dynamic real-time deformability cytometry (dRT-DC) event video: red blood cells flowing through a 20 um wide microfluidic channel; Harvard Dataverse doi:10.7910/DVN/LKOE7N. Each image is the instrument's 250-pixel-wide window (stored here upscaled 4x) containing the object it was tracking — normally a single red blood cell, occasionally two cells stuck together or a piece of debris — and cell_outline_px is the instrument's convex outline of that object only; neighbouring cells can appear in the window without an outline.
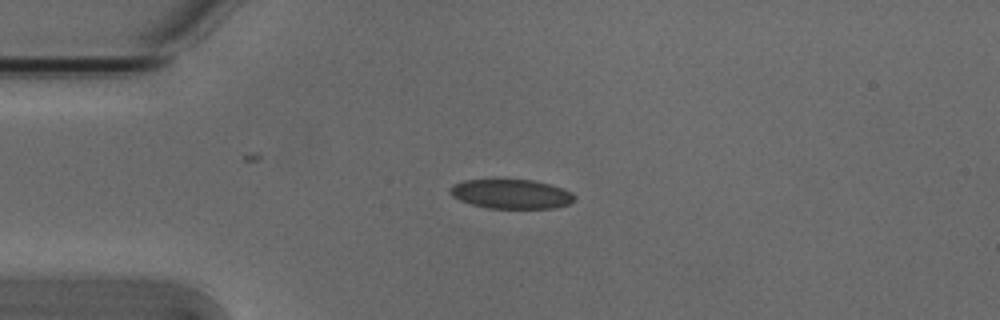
{"species": "Egyptian fruit bat (a non-hibernating species)", "species_latin": "Rousettus aegyptiacus", "temperature_condition": "cold", "stored_images_in_passage": 6, "camera_frame_rate_fps": 3000, "um_per_image_px": 0.085, "animal": {"sex": "male"}, "frame": {"image": 1, "passage_image": 2, "time_ms": 0.333, "image_size_px": [1000, 320], "cell_outline_px": [[576, 196], [568, 204], [556, 208], [488, 208], [472, 204], [460, 200], [452, 196], [448, 192], [452, 184], [464, 180], [532, 180], [564, 188], [572, 192]], "centroid_in_image_um": [43.44, 16.49], "position_along_channel_um": 41.6, "area_um2": 21.21}}
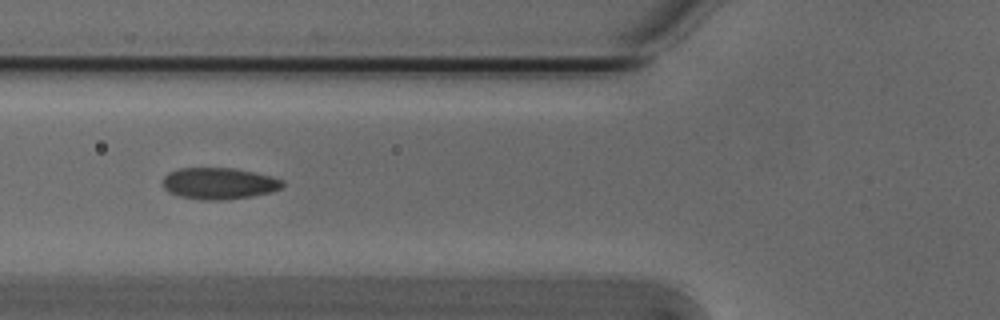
{"frame": {"image": 2, "passage_image": 4, "time_ms": 1.0, "image_size_px": [1000, 320], "cell_outline_px": [[284, 184], [280, 188], [272, 192], [252, 196], [228, 200], [200, 200], [180, 196], [168, 192], [160, 184], [164, 176], [168, 172], [180, 168], [236, 168], [256, 172], [272, 176], [284, 180]], "centroid_in_image_um": [18.6, 15.59], "position_along_channel_um": 107.2, "area_um2": 22.43}}
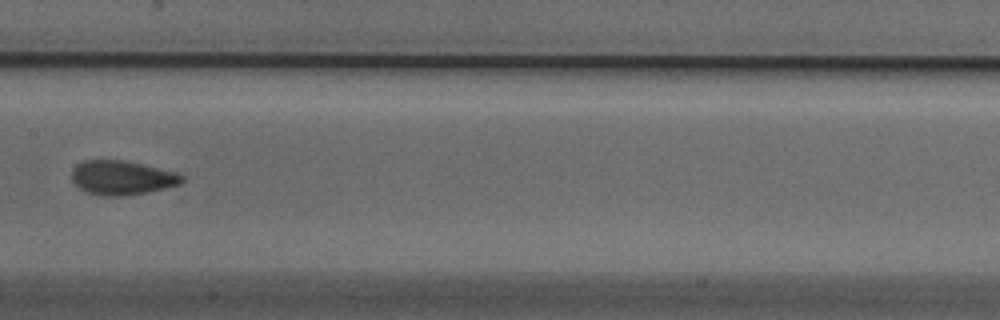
{"frame": {"image": 3, "passage_image": 6, "time_ms": 1.667, "image_size_px": [1000, 320], "cell_outline_px": [[184, 180], [180, 184], [148, 192], [120, 196], [100, 196], [88, 192], [80, 188], [72, 180], [72, 168], [76, 164], [84, 160], [124, 160], [180, 172], [184, 176]], "centroid_in_image_um": [10.39, 15.09], "position_along_channel_um": 197.0, "area_um2": 22.14}}